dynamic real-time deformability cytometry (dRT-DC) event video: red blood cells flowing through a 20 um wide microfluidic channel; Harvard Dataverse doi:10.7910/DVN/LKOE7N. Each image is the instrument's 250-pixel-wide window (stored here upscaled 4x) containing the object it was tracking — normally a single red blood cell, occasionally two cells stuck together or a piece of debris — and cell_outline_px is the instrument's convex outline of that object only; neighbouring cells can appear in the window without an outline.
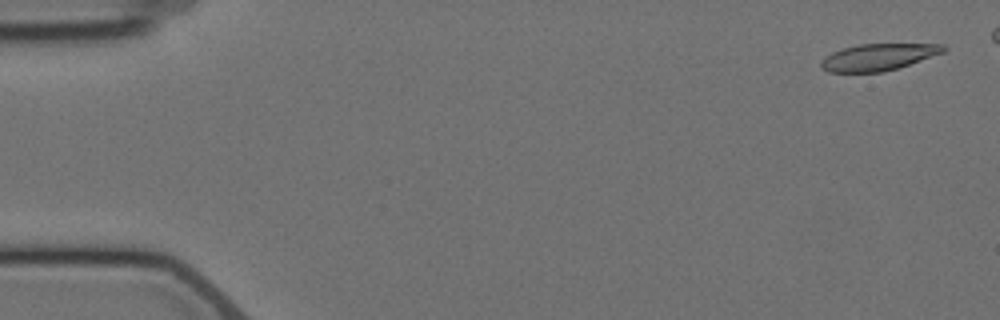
{"species": "Egyptian fruit bat (a non-hibernating species)", "species_latin": "Rousettus aegyptiacus", "temperature_condition": "cold", "stored_images_in_passage": 5, "camera_frame_rate_fps": 3000, "um_per_image_px": 0.085, "animal": {"sex": "female"}, "frame": {"image": 1, "passage_image": 1, "time_ms": 0.0, "image_size_px": [1000, 320], "cell_outline_px": [[948, 48], [944, 52], [884, 72], [828, 72], [820, 64], [832, 52], [844, 48], [860, 44], [944, 44]], "centroid_in_image_um": [74.69, 4.84], "position_along_channel_um": 10.3, "area_um2": 18.67}}